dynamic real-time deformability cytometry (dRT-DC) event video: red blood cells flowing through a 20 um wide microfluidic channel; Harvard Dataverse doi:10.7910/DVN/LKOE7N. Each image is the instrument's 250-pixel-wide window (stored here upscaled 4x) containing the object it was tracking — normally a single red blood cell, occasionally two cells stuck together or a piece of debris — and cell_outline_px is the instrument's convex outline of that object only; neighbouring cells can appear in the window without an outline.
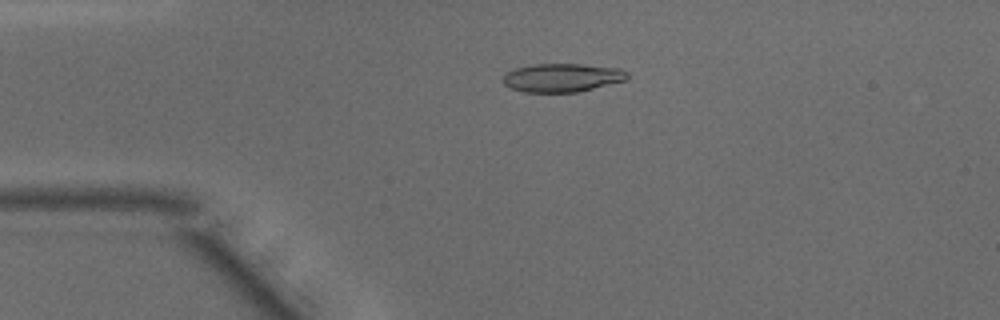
{"species": "common noctule bat (a hibernating species)", "species_latin": "Nyctalus noctula", "temperature_condition": "warm", "stored_images_in_passage": 48, "camera_frame_rate_fps": 3000, "um_per_image_px": 0.085, "animal": {"sex": "male", "body_mass_g": 15.6}, "frame": {"image": 1, "passage_image": 11, "time_ms": 3.333, "image_size_px": [1000, 320], "cell_outline_px": [[628, 80], [576, 92], [524, 92], [512, 88], [504, 84], [500, 80], [504, 72], [516, 68], [532, 64], [580, 64], [620, 68], [628, 72]], "centroid_in_image_um": [47.76, 6.59], "position_along_channel_um": 37.2, "area_um2": 20.81}}
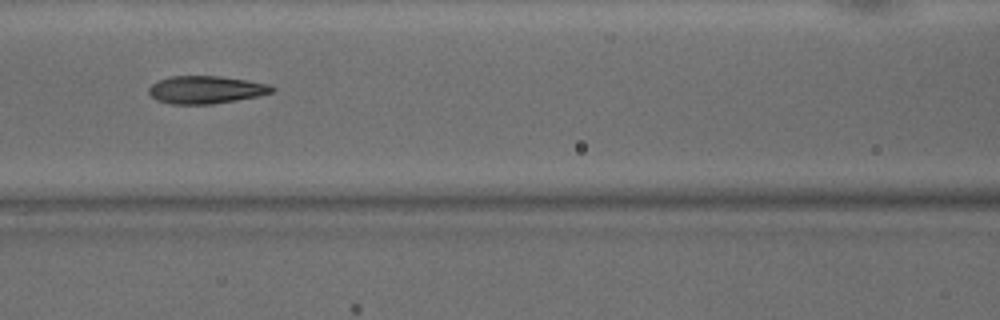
{"frame": {"image": 2, "passage_image": 21, "time_ms": 6.667, "image_size_px": [1000, 320], "cell_outline_px": [[276, 88], [272, 92], [260, 96], [212, 104], [172, 104], [156, 100], [148, 92], [148, 88], [152, 84], [160, 80], [172, 76], [220, 76], [248, 80], [268, 84]], "centroid_in_image_um": [17.52, 7.63], "position_along_channel_um": 149.1, "area_um2": 19.88}}
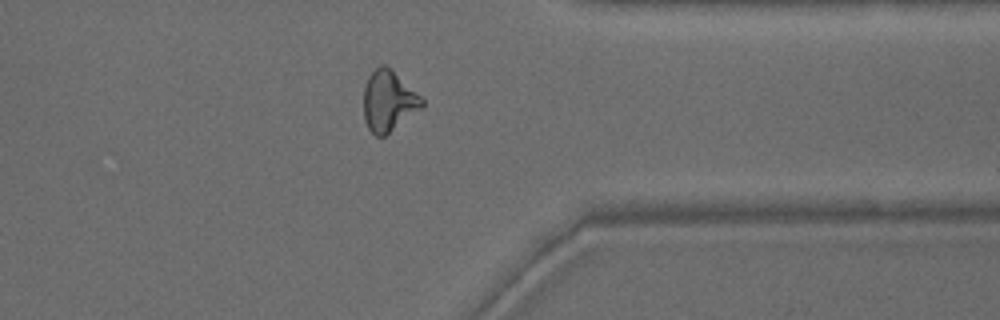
{"frame": {"image": 3, "passage_image": 38, "time_ms": 12.333, "image_size_px": [1000, 320], "cell_outline_px": [[424, 104], [420, 108], [384, 136], [376, 136], [368, 128], [364, 120], [364, 84], [368, 76], [380, 64], [384, 64], [416, 92], [424, 100]], "centroid_in_image_um": [32.98, 8.58], "position_along_channel_um": 378.4, "area_um2": 20.06}, "authors_computed_cell_mechanics": {"area_um2": 20.2589, "velocity_mm_per_s": 4.1874, "shape_relaxation_time_tau1_ms": 5.8364, "shape_relaxation_time_tau2_ms": 1.9856, "deformation_change_tau1": 0.1983, "deformation_change_tau2": 0.0983}}